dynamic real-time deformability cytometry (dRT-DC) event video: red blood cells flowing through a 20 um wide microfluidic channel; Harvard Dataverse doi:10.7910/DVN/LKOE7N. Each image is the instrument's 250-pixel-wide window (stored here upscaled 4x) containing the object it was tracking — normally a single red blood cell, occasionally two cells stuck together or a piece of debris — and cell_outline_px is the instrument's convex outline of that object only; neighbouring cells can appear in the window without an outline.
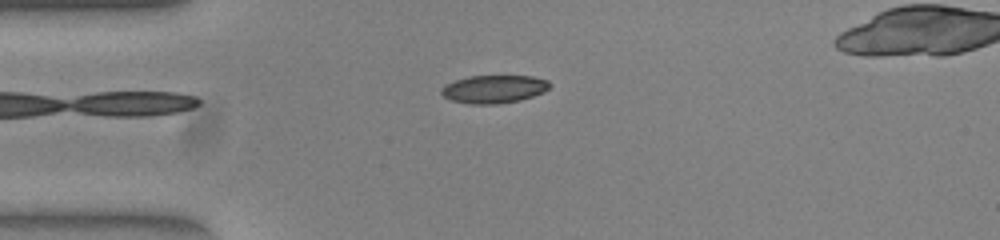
{"species": "common noctule bat (a hibernating species)", "species_latin": "Nyctalus noctula", "temperature_condition": "warm", "stored_images_in_passage": 39, "camera_frame_rate_fps": 3000, "um_per_image_px": 0.085, "animal": {"sex": "female", "body_mass_g": 23.0, "forearm_length_mm": 53.4}, "frame": {"image": 1, "passage_image": 1, "time_ms": 0.0, "image_size_px": [1000, 240], "cell_outline_px": [[552, 84], [544, 92], [520, 100], [496, 104], [472, 104], [452, 100], [444, 96], [440, 92], [440, 88], [444, 84], [468, 76], [532, 76], [548, 80]], "centroid_in_image_um": [41.98, 7.56], "position_along_channel_um": 43.0, "area_um2": 17.69}}
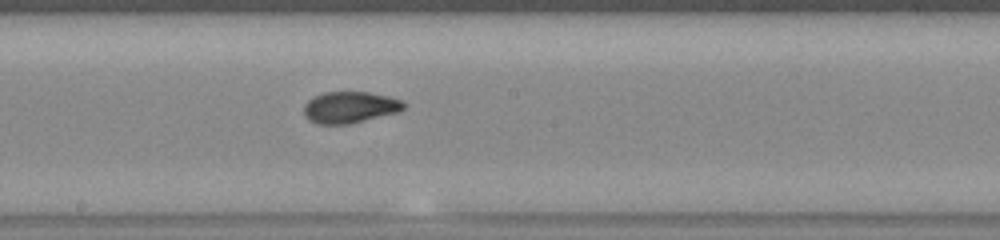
{"frame": {"image": 2, "passage_image": 16, "time_ms": 5.0, "image_size_px": [1000, 240], "cell_outline_px": [[404, 108], [396, 112], [348, 124], [316, 124], [308, 120], [304, 116], [304, 104], [312, 96], [324, 92], [368, 92], [388, 96], [404, 100]], "centroid_in_image_um": [29.68, 9.11], "position_along_channel_um": 218.5, "area_um2": 18.32}}
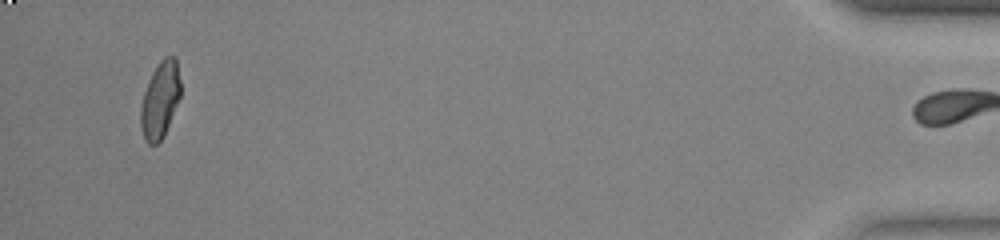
{"frame": {"image": 3, "passage_image": 38, "time_ms": 12.333, "image_size_px": [1000, 240], "cell_outline_px": [[180, 96], [164, 136], [156, 144], [148, 144], [144, 140], [140, 128], [140, 108], [144, 92], [148, 80], [152, 72], [160, 60], [164, 56], [176, 56], [180, 80]], "centroid_in_image_um": [13.59, 8.49], "position_along_channel_um": 421.6, "area_um2": 17.92}, "authors_computed_cell_mechanics": {"area_um2": 18.0914, "velocity_mm_per_s": 3.9205, "shape_relaxation_time_tau1_ms": null, "shape_relaxation_time_tau2_ms": 0.9669, "deformation_change_tau1": null, "deformation_change_tau2": 0.0479}}